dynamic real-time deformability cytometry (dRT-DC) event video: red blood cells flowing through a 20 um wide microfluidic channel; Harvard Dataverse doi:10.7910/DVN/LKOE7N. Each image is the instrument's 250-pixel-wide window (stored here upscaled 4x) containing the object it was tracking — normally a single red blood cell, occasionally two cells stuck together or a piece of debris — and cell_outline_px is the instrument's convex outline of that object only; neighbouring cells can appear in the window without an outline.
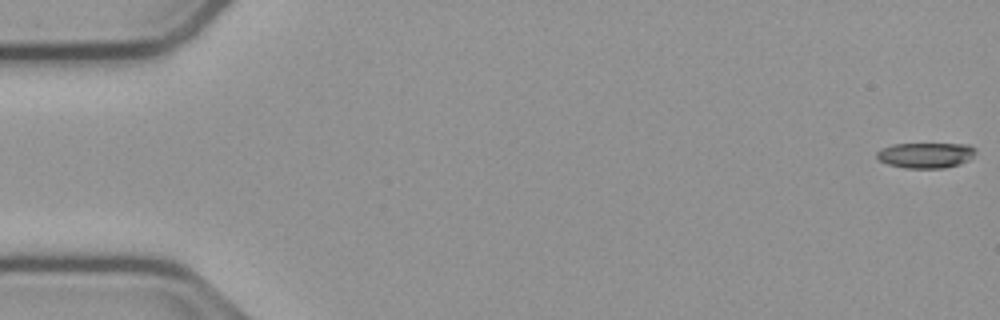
{"species": "common noctule bat (a hibernating species)", "species_latin": "Nyctalus noctula", "temperature_condition": "cold", "stored_images_in_passage": 49, "camera_frame_rate_fps": 3000, "um_per_image_px": 0.085, "animal": {"sex": "male", "body_mass_g": 23.1, "forearm_length_mm": 52.7}, "frame": {"image": 1, "passage_image": 1, "time_ms": 0.0, "image_size_px": [1000, 320], "cell_outline_px": [[976, 152], [968, 160], [960, 164], [944, 168], [904, 168], [888, 164], [880, 160], [876, 156], [876, 152], [880, 148], [892, 144], [968, 144], [976, 148]], "centroid_in_image_um": [78.68, 13.19], "position_along_channel_um": 6.3, "area_um2": 14.74}}
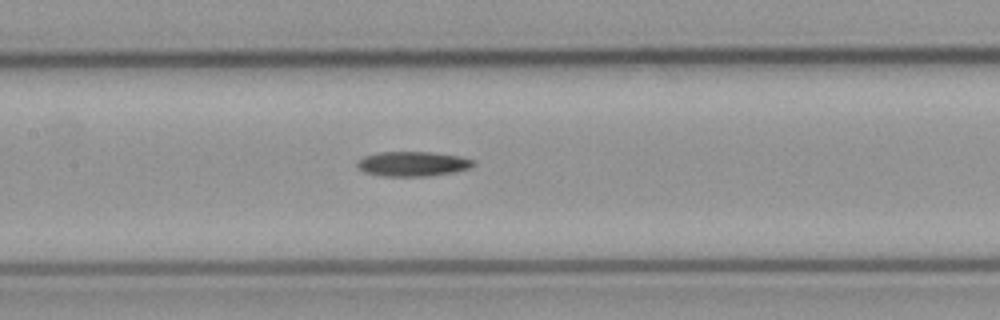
{"frame": {"image": 2, "passage_image": 26, "time_ms": 8.333, "image_size_px": [1000, 320], "cell_outline_px": [[476, 164], [472, 168], [456, 172], [428, 176], [380, 176], [364, 172], [356, 164], [364, 156], [380, 152], [428, 152], [460, 156], [476, 160]], "centroid_in_image_um": [35.15, 13.93], "position_along_channel_um": 172.2, "area_um2": 16.88}}
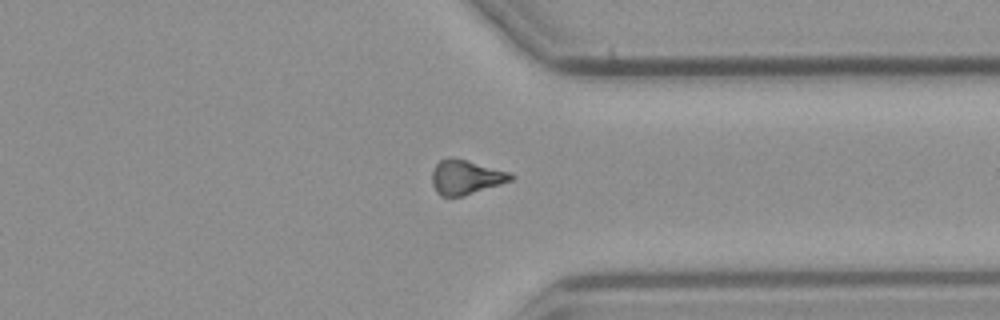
{"frame": {"image": 3, "passage_image": 42, "time_ms": 13.667, "image_size_px": [1000, 320], "cell_outline_px": [[516, 176], [512, 180], [464, 196], [440, 196], [436, 192], [432, 184], [432, 172], [436, 164], [440, 160], [452, 156], [468, 160], [508, 172]], "centroid_in_image_um": [39.57, 15.05], "position_along_channel_um": 371.8, "area_um2": 15.84}}